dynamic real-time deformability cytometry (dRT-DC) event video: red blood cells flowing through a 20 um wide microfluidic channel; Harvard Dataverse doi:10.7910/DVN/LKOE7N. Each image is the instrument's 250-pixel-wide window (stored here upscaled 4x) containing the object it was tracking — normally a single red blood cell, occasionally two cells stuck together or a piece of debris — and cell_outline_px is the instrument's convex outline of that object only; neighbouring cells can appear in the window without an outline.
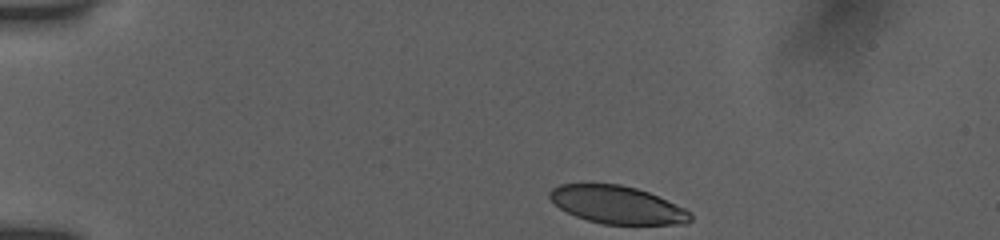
{"species": "human", "species_latin": "Homo sapiens", "temperature_condition": "room temperature", "stored_images_in_passage": 39, "camera_frame_rate_fps": 3000, "um_per_image_px": 0.085, "donor": {"sex": "female"}, "frame": {"image": 1, "passage_image": 1, "time_ms": 0.0, "image_size_px": [1000, 240], "cell_outline_px": [[692, 220], [688, 224], [604, 224], [588, 220], [576, 216], [560, 208], [548, 196], [548, 192], [552, 188], [560, 184], [620, 184], [636, 188], [648, 192], [684, 208], [692, 212]], "centroid_in_image_um": [52.48, 17.41], "position_along_channel_um": 32.5, "area_um2": 30.81}}
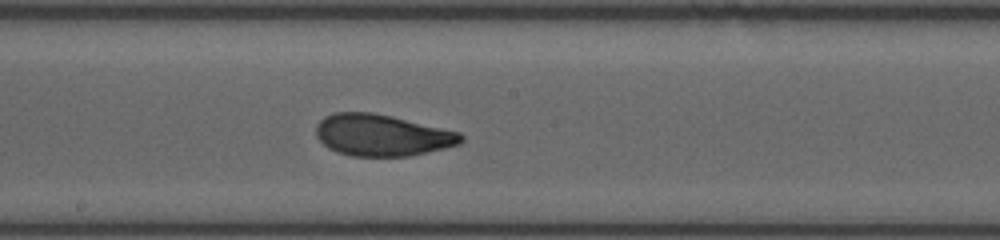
{"frame": {"image": 2, "passage_image": 20, "time_ms": 6.667, "image_size_px": [1000, 240], "cell_outline_px": [[464, 140], [460, 144], [444, 148], [408, 156], [352, 156], [336, 152], [328, 148], [316, 136], [316, 124], [324, 116], [332, 112], [372, 112], [392, 116], [460, 132], [464, 136]], "centroid_in_image_um": [32.45, 11.48], "position_along_channel_um": 215.8, "area_um2": 35.26}}
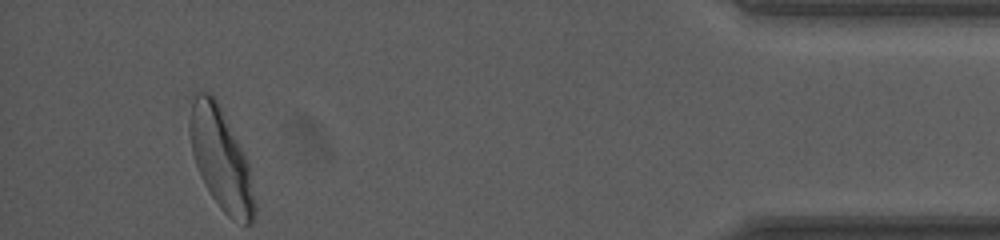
{"frame": {"image": 3, "passage_image": 39, "time_ms": 13.333, "image_size_px": [1000, 240], "cell_outline_px": [[256, 212], [252, 224], [244, 224], [232, 220], [220, 208], [204, 184], [200, 176], [192, 152], [188, 132], [188, 96], [196, 92], [208, 92], [216, 100], [244, 152], [248, 164], [256, 204]], "centroid_in_image_um": [18.73, 13.48], "position_along_channel_um": 416.5, "area_um2": 38.84}, "authors_computed_cell_mechanics": {"area_um2": 34.8534, "velocity_mm_per_s": 3.8605, "shape_relaxation_time_tau1_ms": 3.2363, "shape_relaxation_time_tau2_ms": 0.9301, "deformation_change_tau1": 0.1426, "deformation_change_tau2": 0.0623}}